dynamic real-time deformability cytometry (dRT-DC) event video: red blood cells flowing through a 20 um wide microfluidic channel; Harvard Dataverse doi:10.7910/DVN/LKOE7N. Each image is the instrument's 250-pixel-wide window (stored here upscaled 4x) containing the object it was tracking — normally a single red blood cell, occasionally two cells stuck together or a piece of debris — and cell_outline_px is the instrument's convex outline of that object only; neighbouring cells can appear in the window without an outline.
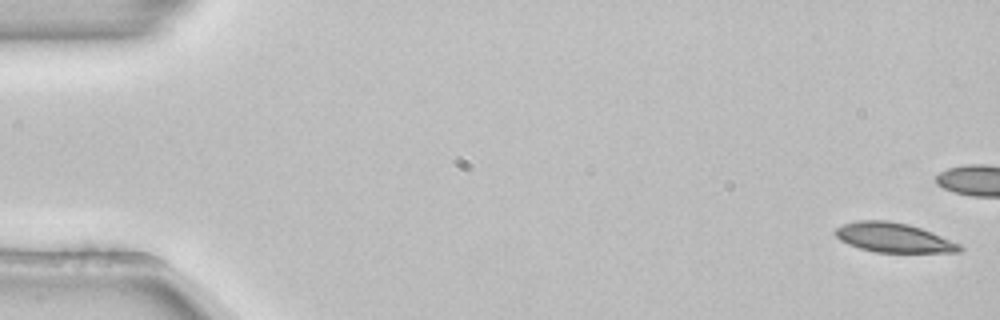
{"species": "common noctule bat (a hibernating species)", "species_latin": "Nyctalus noctula", "temperature_condition": "room temperature", "stored_images_in_passage": 54, "camera_frame_rate_fps": 3000, "um_per_image_px": 0.085, "animal": {"sex": "female", "body_mass_g": 22.7, "forearm_length_mm": 54.2}, "frame": {"image": 1, "passage_image": 1, "time_ms": 0.0, "image_size_px": [1000, 320], "cell_outline_px": [[964, 248], [960, 252], [876, 252], [860, 248], [848, 244], [840, 240], [836, 236], [836, 228], [844, 224], [856, 220], [888, 220], [908, 224], [932, 232], [960, 244]], "centroid_in_image_um": [75.96, 20.19], "position_along_channel_um": 9.0, "area_um2": 21.21}}
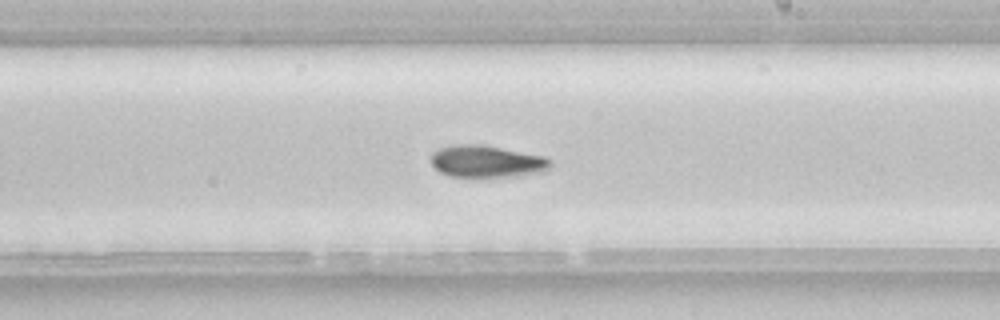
{"frame": {"image": 2, "passage_image": 31, "time_ms": 10.0, "image_size_px": [1000, 320], "cell_outline_px": [[552, 164], [544, 172], [508, 176], [452, 176], [440, 172], [432, 164], [432, 152], [440, 148], [452, 144], [476, 144], [500, 148], [544, 156], [552, 160]], "centroid_in_image_um": [41.37, 13.71], "position_along_channel_um": 247.6, "area_um2": 21.91}, "authors_computed_cell_mechanics": {"area_um2": 21.6172, "velocity_mm_per_s": 3.8578, "shape_relaxation_time_tau1_ms": 6.3771, "shape_relaxation_time_tau2_ms": null, "deformation_change_tau1": 0.1384, "deformation_change_tau2": null}}